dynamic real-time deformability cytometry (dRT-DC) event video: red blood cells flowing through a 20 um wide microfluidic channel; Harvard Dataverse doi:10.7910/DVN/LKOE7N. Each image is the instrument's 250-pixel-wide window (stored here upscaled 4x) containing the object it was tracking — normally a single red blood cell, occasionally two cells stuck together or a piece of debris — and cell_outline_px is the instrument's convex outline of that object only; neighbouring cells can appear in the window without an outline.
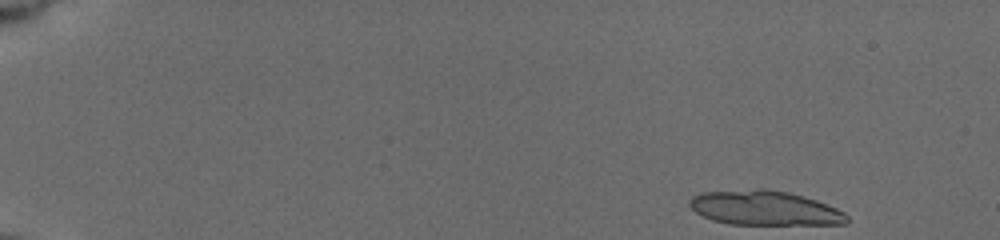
{"species": "common noctule bat (a hibernating species)", "species_latin": "Nyctalus noctula", "temperature_condition": "cold", "stored_images_in_passage": 52, "camera_frame_rate_fps": 3000, "um_per_image_px": 0.085, "animal": {"sex": "female", "body_mass_g": 19.5, "forearm_length_mm": 54.1}, "frame": {"image": 1, "passage_image": 1, "time_ms": 0.0, "image_size_px": [1000, 240], "cell_outline_px": [[848, 224], [728, 224], [712, 220], [696, 212], [688, 204], [688, 200], [692, 196], [700, 192], [756, 188], [764, 188], [788, 192], [804, 196], [816, 200], [836, 208], [844, 212], [848, 216]], "centroid_in_image_um": [64.97, 17.67], "position_along_channel_um": 20.0, "area_um2": 31.85}}
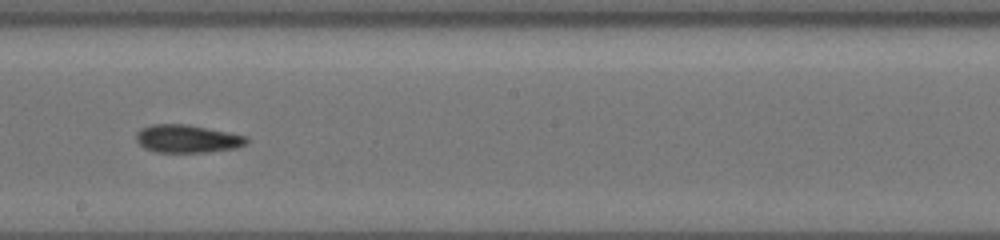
{"frame": {"image": 2, "passage_image": 30, "time_ms": 9.667, "image_size_px": [1000, 240], "cell_outline_px": [[248, 144], [236, 148], [208, 152], [156, 152], [144, 148], [136, 140], [136, 132], [140, 128], [152, 124], [188, 124], [248, 136]], "centroid_in_image_um": [15.93, 11.79], "position_along_channel_um": 232.3, "area_um2": 18.15}}
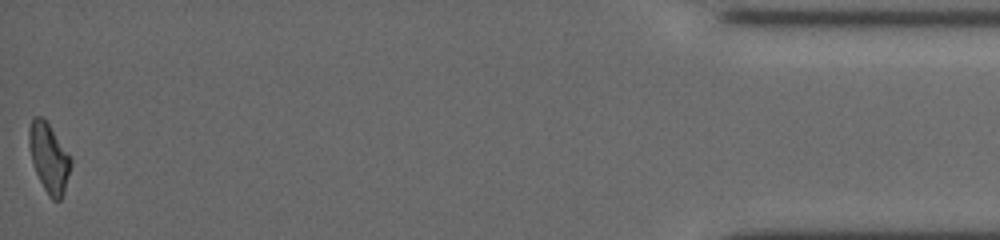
{"frame": {"image": 3, "passage_image": 52, "time_ms": 17.0, "image_size_px": [1000, 240], "cell_outline_px": [[72, 164], [64, 192], [60, 200], [52, 200], [48, 196], [32, 164], [28, 144], [28, 128], [32, 120], [36, 116], [40, 116], [48, 124], [72, 160]], "centroid_in_image_um": [4.14, 13.45], "position_along_channel_um": 431.1, "area_um2": 16.59}, "authors_computed_cell_mechanics": {"area_um2": 17.918, "velocity_mm_per_s": 3.7642, "shape_relaxation_time_tau1_ms": 4.4014, "shape_relaxation_time_tau2_ms": 1.9206, "deformation_change_tau1": 0.1169, "deformation_change_tau2": 0.0754}}